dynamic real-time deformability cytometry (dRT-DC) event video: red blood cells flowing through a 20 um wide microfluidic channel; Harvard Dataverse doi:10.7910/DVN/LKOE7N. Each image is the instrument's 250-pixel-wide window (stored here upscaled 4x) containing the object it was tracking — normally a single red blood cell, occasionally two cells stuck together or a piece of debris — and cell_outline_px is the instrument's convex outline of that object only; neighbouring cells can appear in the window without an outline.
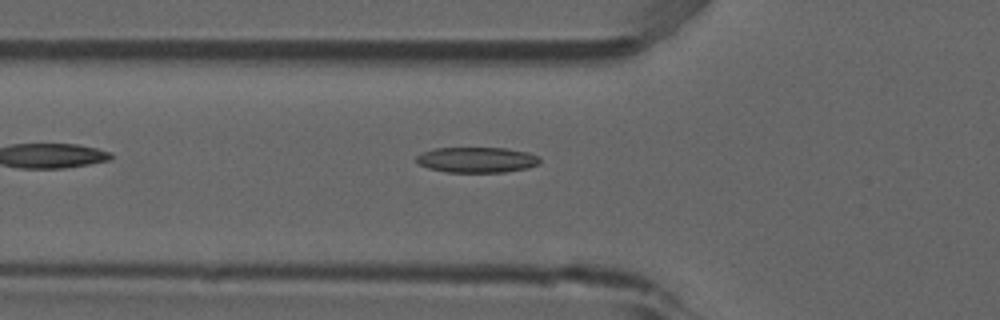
{"species": "common noctule bat (a hibernating species)", "species_latin": "Nyctalus noctula", "temperature_condition": "room temperature", "stored_images_in_passage": 2, "camera_frame_rate_fps": 3000, "um_per_image_px": 0.085, "animal": {"sex": "male", "forearm_length_mm": 52.5}, "frame": {"image": 1, "passage_image": 2, "time_ms": 0.333, "image_size_px": [1000, 320], "cell_outline_px": [[540, 164], [528, 168], [504, 172], [448, 172], [428, 168], [420, 164], [416, 160], [416, 156], [424, 152], [436, 148], [504, 148], [528, 152], [540, 156]], "centroid_in_image_um": [40.58, 13.58], "position_along_channel_um": 85.2, "area_um2": 18.32}}